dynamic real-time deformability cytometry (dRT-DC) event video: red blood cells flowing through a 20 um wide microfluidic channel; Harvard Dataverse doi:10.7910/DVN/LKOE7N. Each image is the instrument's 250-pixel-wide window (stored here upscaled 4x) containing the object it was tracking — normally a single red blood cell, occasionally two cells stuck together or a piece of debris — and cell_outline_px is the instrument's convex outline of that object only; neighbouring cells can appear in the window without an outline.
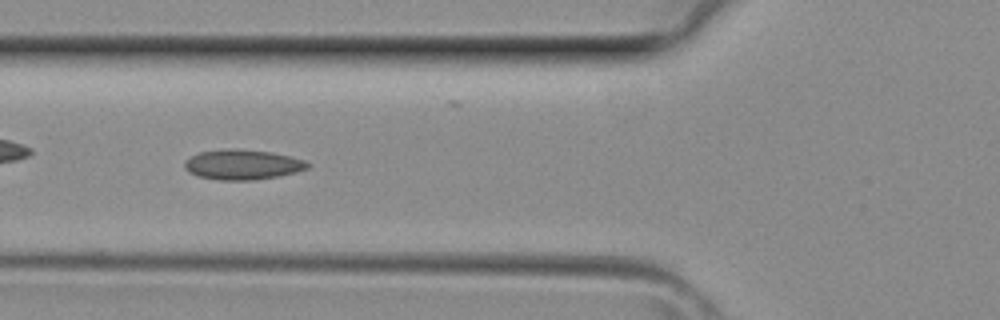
{"species": "common noctule bat (a hibernating species)", "species_latin": "Nyctalus noctula", "temperature_condition": "room temperature", "stored_images_in_passage": 37, "camera_frame_rate_fps": 3000, "um_per_image_px": 0.085, "animal": {"sex": "female", "body_mass_g": 29.2, "forearm_length_mm": 56.3}, "frame": {"image": 1, "passage_image": 13, "time_ms": 4.0, "image_size_px": [1000, 320], "cell_outline_px": [[312, 164], [308, 168], [296, 172], [276, 176], [252, 180], [220, 180], [196, 176], [188, 172], [184, 168], [184, 160], [200, 152], [232, 148], [236, 148], [272, 152], [304, 160]], "centroid_in_image_um": [20.59, 13.99], "position_along_channel_um": 105.2, "area_um2": 21.56}}
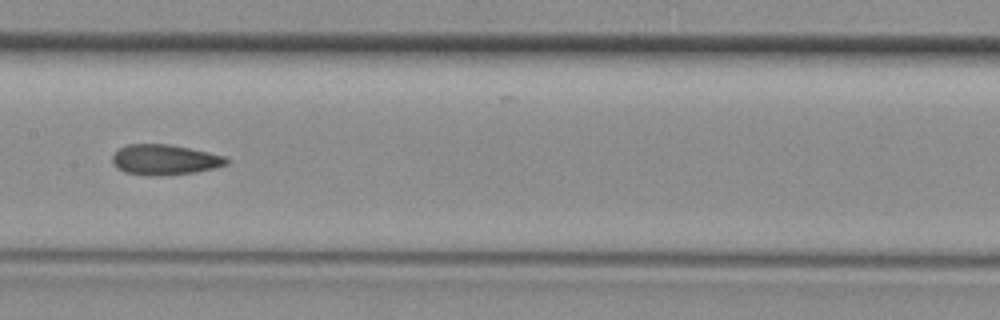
{"frame": {"image": 2, "passage_image": 18, "time_ms": 5.667, "image_size_px": [1000, 320], "cell_outline_px": [[228, 164], [216, 168], [196, 172], [168, 176], [148, 176], [124, 172], [116, 168], [112, 164], [112, 156], [120, 148], [128, 144], [168, 144], [208, 152], [224, 156], [228, 160]], "centroid_in_image_um": [13.98, 13.6], "position_along_channel_um": 193.4, "area_um2": 20.4}}
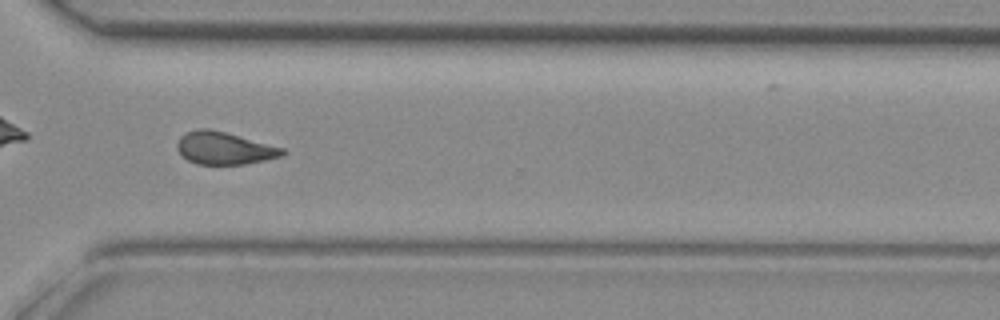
{"frame": {"image": 3, "passage_image": 27, "time_ms": 8.667, "image_size_px": [1000, 320], "cell_outline_px": [[288, 152], [284, 156], [244, 164], [196, 164], [188, 160], [176, 148], [176, 144], [180, 136], [188, 132], [200, 128], [208, 128], [224, 132], [284, 148]], "centroid_in_image_um": [19.08, 12.6], "position_along_channel_um": 351.5, "area_um2": 19.77}}